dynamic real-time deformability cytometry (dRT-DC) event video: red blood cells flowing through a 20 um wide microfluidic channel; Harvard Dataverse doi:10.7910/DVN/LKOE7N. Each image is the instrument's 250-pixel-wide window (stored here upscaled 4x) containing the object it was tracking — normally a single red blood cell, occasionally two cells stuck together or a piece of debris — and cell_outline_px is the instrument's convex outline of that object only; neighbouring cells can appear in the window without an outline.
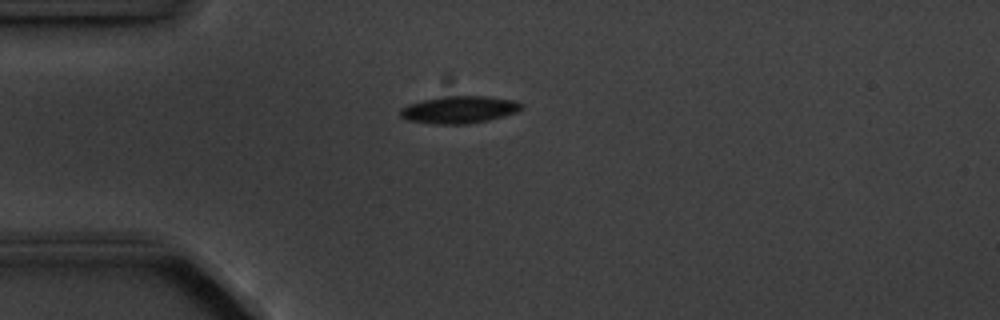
{"species": "common noctule bat (a hibernating species)", "species_latin": "Nyctalus noctula", "temperature_condition": "cold", "stored_images_in_passage": 3, "camera_frame_rate_fps": 3000, "um_per_image_px": 0.085, "animal": {"sex": "male", "body_mass_g": 20.1, "forearm_length_mm": 53.5}, "frame": {"image": 1, "passage_image": 1, "time_ms": 0.0, "image_size_px": [1000, 320], "cell_outline_px": [[524, 108], [516, 112], [504, 116], [488, 120], [468, 124], [432, 124], [404, 120], [400, 116], [400, 108], [408, 104], [424, 100], [444, 96], [488, 96], [516, 100], [524, 104]], "centroid_in_image_um": [39.04, 9.32], "position_along_channel_um": 46.0, "area_um2": 19.54}}
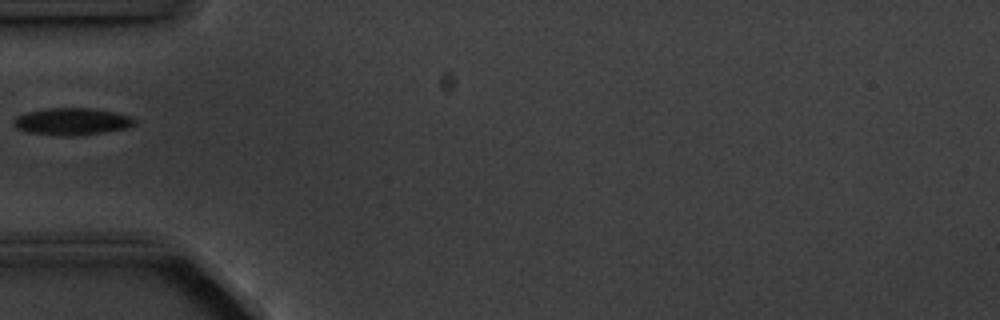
{"frame": {"image": 2, "passage_image": 2, "time_ms": 1.333, "image_size_px": [1000, 320], "cell_outline_px": [[136, 124], [128, 128], [104, 132], [72, 136], [60, 136], [28, 132], [16, 128], [12, 124], [12, 120], [16, 116], [28, 112], [48, 108], [88, 108], [112, 112], [132, 116], [136, 120]], "centroid_in_image_um": [6.11, 10.33], "position_along_channel_um": 78.9, "area_um2": 19.13}}
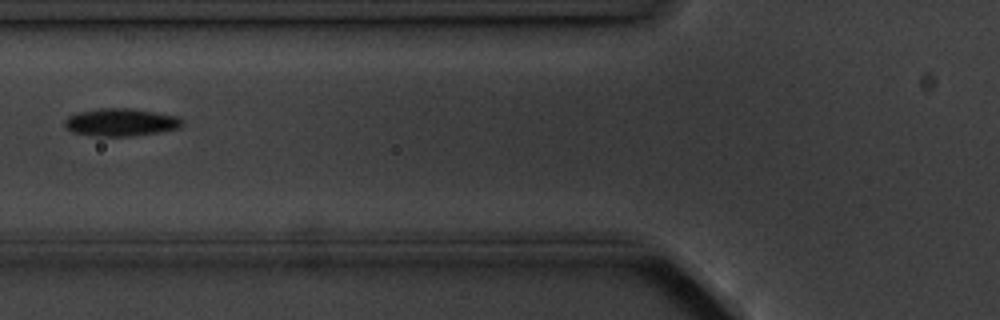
{"frame": {"image": 3, "passage_image": 3, "time_ms": 2.333, "image_size_px": [1000, 320], "cell_outline_px": [[184, 124], [180, 128], [160, 132], [132, 136], [92, 136], [72, 132], [64, 124], [64, 120], [68, 116], [76, 112], [100, 108], [132, 108], [156, 112], [176, 116], [184, 120]], "centroid_in_image_um": [10.28, 10.39], "position_along_channel_um": 115.5, "area_um2": 19.19}}